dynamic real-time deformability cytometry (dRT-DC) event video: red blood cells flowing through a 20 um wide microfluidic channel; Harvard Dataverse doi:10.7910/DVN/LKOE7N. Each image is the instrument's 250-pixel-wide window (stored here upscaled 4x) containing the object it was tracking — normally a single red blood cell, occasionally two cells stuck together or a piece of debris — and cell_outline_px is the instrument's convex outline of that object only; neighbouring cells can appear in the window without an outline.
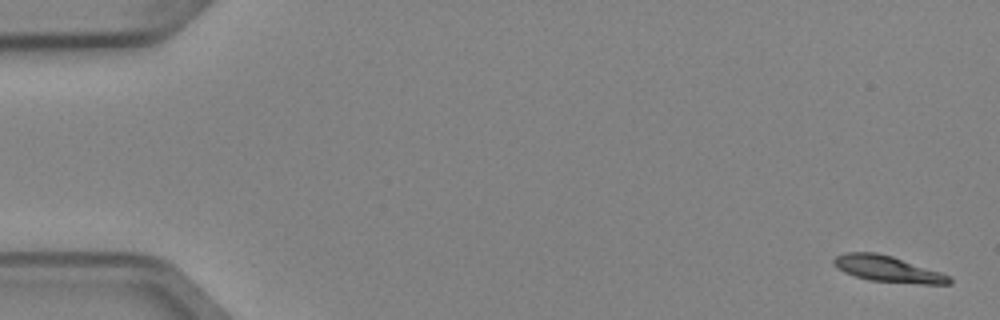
{"species": "Egyptian fruit bat (a non-hibernating species)", "species_latin": "Rousettus aegyptiacus", "temperature_condition": "cold", "stored_images_in_passage": 4, "camera_frame_rate_fps": 3000, "um_per_image_px": 0.085, "animal": {"sex": "female"}, "frame": {"image": 1, "passage_image": 1, "time_ms": 0.0, "image_size_px": [1000, 320], "cell_outline_px": [[952, 284], [920, 284], [868, 280], [844, 272], [836, 268], [832, 264], [832, 260], [836, 256], [844, 252], [876, 252], [892, 256], [952, 276]], "centroid_in_image_um": [75.45, 22.86], "position_along_channel_um": 9.6, "area_um2": 17.69}}
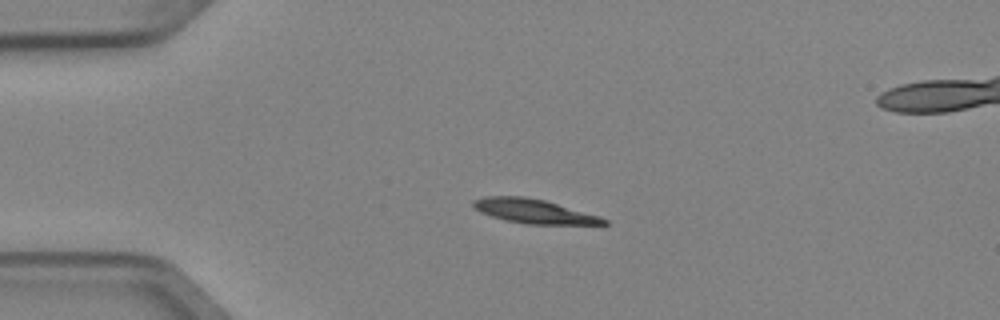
{"frame": {"image": 2, "passage_image": 4, "time_ms": 1.0, "image_size_px": [1000, 320], "cell_outline_px": [[608, 224], [528, 224], [504, 220], [480, 212], [472, 204], [472, 200], [484, 196], [524, 196], [544, 200], [600, 216], [608, 220]], "centroid_in_image_um": [45.36, 17.95], "position_along_channel_um": 39.6, "area_um2": 18.26}}